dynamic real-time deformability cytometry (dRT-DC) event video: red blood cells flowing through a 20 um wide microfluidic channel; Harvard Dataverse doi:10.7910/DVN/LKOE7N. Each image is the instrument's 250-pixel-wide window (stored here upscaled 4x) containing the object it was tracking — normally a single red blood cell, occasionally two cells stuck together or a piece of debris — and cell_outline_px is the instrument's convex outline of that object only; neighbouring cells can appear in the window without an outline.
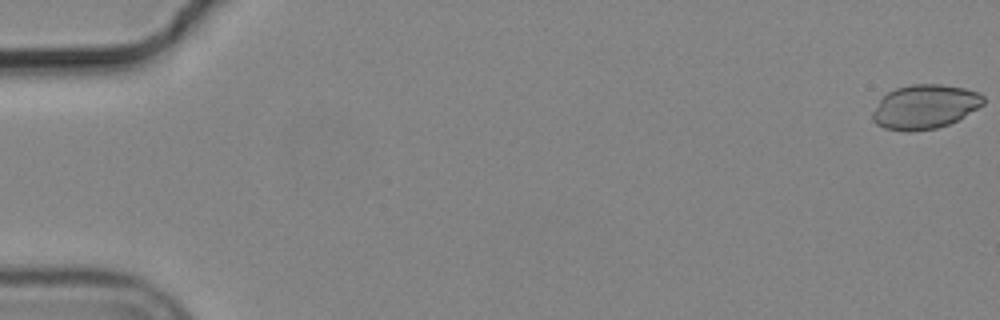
{"species": "common noctule bat (a hibernating species)", "species_latin": "Nyctalus noctula", "temperature_condition": "cold", "stored_images_in_passage": 20, "camera_frame_rate_fps": 3000, "um_per_image_px": 0.085, "animal": {"sex": "male", "body_mass_g": 19.2, "forearm_length_mm": 51.8}, "frame": {"image": 1, "passage_image": 1, "time_ms": 0.0, "image_size_px": [1000, 320], "cell_outline_px": [[984, 104], [964, 116], [948, 124], [936, 128], [912, 132], [904, 132], [884, 128], [876, 124], [872, 120], [872, 112], [880, 100], [888, 92], [896, 88], [908, 84], [940, 84], [964, 88], [980, 92], [984, 96]], "centroid_in_image_um": [78.6, 9.07], "position_along_channel_um": 6.4, "area_um2": 28.67}}
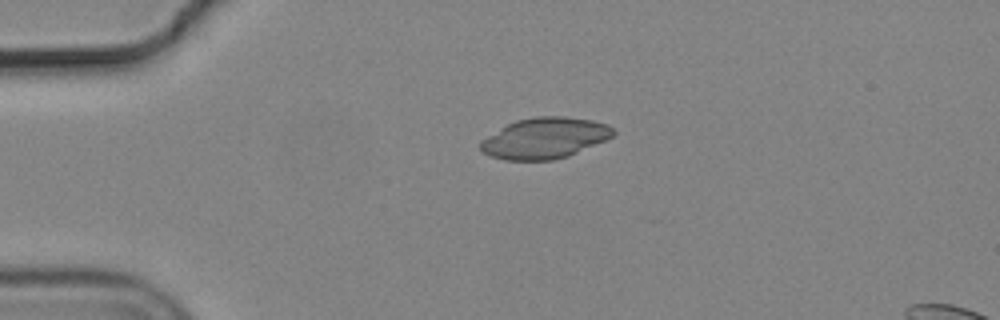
{"frame": {"image": 2, "passage_image": 14, "time_ms": 4.333, "image_size_px": [1000, 320], "cell_outline_px": [[616, 132], [612, 136], [604, 140], [568, 156], [552, 160], [504, 160], [492, 156], [484, 152], [480, 148], [480, 140], [508, 124], [516, 120], [536, 116], [564, 116], [592, 120], [608, 124]], "centroid_in_image_um": [46.3, 11.73], "position_along_channel_um": 38.7, "area_um2": 31.39}}